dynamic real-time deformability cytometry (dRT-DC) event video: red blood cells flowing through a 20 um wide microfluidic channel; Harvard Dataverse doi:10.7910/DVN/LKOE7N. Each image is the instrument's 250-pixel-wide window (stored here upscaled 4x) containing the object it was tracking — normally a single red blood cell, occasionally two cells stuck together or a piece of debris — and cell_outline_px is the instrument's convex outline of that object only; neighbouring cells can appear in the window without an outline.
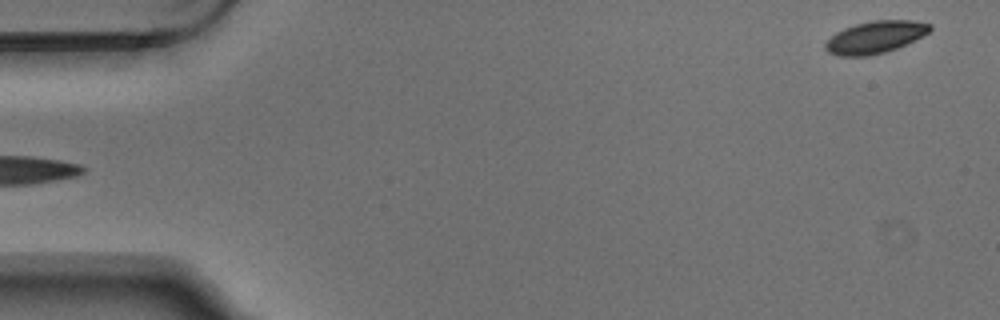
{"species": "Egyptian fruit bat (a non-hibernating species)", "species_latin": "Rousettus aegyptiacus", "temperature_condition": "warm", "stored_images_in_passage": 4, "segment_of_instrument_passage": [2, 2], "camera_frame_rate_fps": 3000, "um_per_image_px": 0.085, "animal": {"sex": "male"}, "frame": {"image": 1, "passage_image": 4, "time_ms": 1.0, "image_size_px": [1000, 320], "cell_outline_px": [[932, 28], [928, 32], [896, 48], [884, 52], [868, 56], [836, 56], [828, 52], [824, 48], [824, 44], [836, 32], [844, 28], [856, 24], [872, 20], [912, 20], [932, 24]], "centroid_in_image_um": [74.35, 3.16], "position_along_channel_um": 10.6, "area_um2": 19.42}}